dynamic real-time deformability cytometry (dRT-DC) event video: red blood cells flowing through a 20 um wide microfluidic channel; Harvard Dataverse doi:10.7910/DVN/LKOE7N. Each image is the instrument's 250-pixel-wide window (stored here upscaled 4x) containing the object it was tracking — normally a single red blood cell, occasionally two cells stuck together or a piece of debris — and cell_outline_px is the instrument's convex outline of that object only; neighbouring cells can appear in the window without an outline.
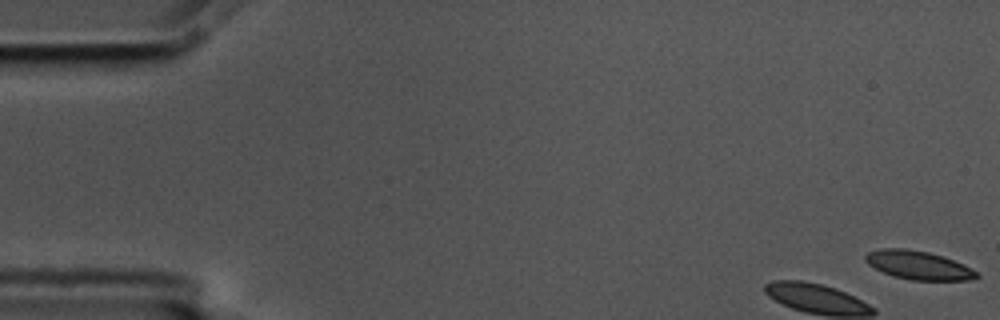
{"species": "common noctule bat (a hibernating species)", "species_latin": "Nyctalus noctula", "temperature_condition": "cold", "stored_images_in_passage": 11, "camera_frame_rate_fps": 3000, "um_per_image_px": 0.085, "animal": {"sex": "male", "body_mass_g": 17.5, "forearm_length_mm": 52.3}, "frame": {"image": 1, "passage_image": 1, "time_ms": 0.0, "image_size_px": [1000, 320], "cell_outline_px": [[980, 276], [968, 280], [912, 280], [892, 276], [868, 264], [864, 260], [864, 256], [868, 252], [880, 248], [904, 248], [928, 252], [964, 264], [972, 268]], "centroid_in_image_um": [78.04, 22.54], "position_along_channel_um": 7.0, "area_um2": 18.38}}